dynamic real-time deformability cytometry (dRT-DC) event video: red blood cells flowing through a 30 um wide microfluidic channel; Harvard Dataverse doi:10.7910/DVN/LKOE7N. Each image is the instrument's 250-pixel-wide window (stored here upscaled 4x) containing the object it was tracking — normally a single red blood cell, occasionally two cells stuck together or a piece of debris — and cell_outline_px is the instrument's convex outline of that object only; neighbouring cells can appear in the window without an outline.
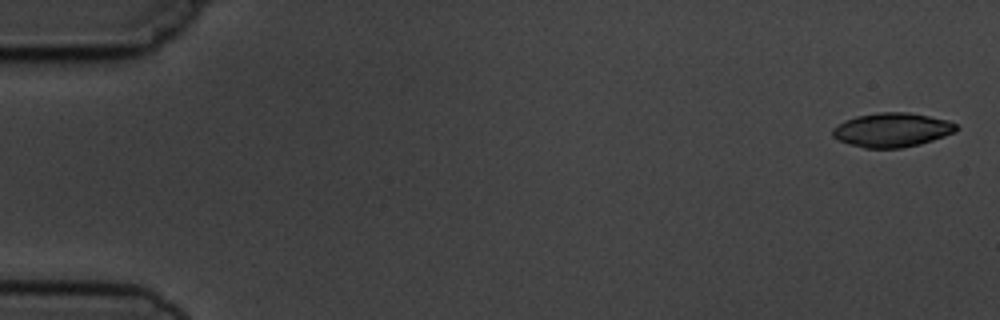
{"species": "common noctule bat (a hibernating species)", "species_latin": "Nyctalus noctula", "temperature_condition": "cold", "stored_images_in_passage": 5, "camera_frame_rate_fps": 3000, "um_per_image_px": 0.085, "animal": {"sex": "male", "body_mass_g": 19.5, "forearm_length_mm": 54.6}, "frame": {"image": 1, "passage_image": 1, "time_ms": 0.0, "image_size_px": [1000, 320], "cell_outline_px": [[960, 128], [944, 136], [920, 144], [900, 148], [864, 148], [848, 144], [832, 136], [832, 128], [844, 120], [856, 116], [880, 112], [908, 112], [948, 120], [956, 124]], "centroid_in_image_um": [75.79, 11.04], "position_along_channel_um": 9.2, "area_um2": 24.57}}
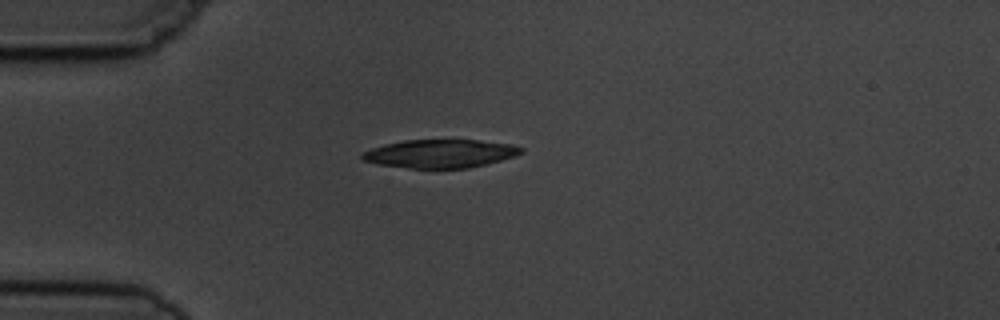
{"frame": {"image": 2, "passage_image": 4, "time_ms": 4.333, "image_size_px": [1000, 320], "cell_outline_px": [[524, 152], [516, 156], [468, 168], [408, 168], [376, 164], [364, 160], [360, 156], [364, 152], [372, 148], [384, 144], [404, 140], [476, 140], [512, 144], [524, 148]], "centroid_in_image_um": [37.43, 13.05], "position_along_channel_um": 47.6, "area_um2": 26.18}}